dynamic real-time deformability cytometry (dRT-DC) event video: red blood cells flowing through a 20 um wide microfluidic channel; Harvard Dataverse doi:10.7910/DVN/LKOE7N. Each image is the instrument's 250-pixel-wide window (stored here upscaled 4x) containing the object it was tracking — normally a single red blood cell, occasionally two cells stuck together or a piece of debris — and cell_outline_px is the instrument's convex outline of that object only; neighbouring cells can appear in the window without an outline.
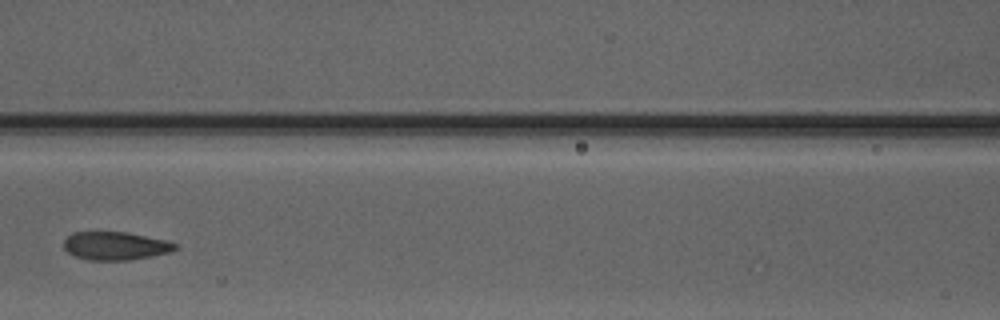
{"species": "Egyptian fruit bat (a non-hibernating species)", "species_latin": "Rousettus aegyptiacus", "temperature_condition": "warm", "stored_images_in_passage": 3, "camera_frame_rate_fps": 3000, "um_per_image_px": 0.085, "animal": {"sex": "male"}, "frame": {"image": 1, "passage_image": 3, "time_ms": 2.333, "image_size_px": [1000, 320], "cell_outline_px": [[176, 248], [168, 252], [152, 256], [128, 260], [88, 260], [76, 256], [68, 252], [64, 248], [64, 240], [72, 232], [128, 232], [168, 240], [176, 244]], "centroid_in_image_um": [9.8, 20.89], "position_along_channel_um": 156.8, "area_um2": 18.26}}